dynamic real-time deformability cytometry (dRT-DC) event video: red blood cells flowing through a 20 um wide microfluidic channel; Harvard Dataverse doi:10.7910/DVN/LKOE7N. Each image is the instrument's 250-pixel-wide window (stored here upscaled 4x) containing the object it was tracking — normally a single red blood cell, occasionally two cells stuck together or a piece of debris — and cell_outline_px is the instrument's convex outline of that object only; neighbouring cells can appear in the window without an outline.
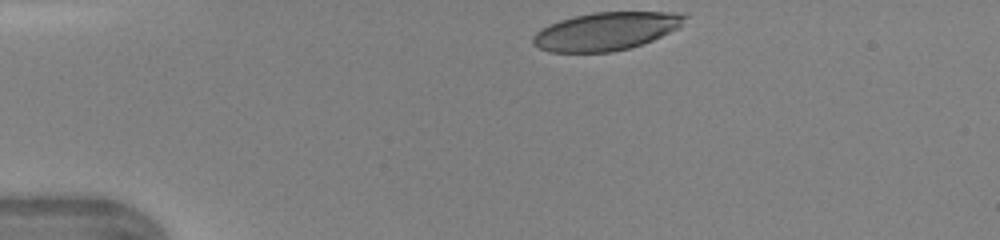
{"species": "human", "species_latin": "Homo sapiens", "temperature_condition": "warm", "stored_images_in_passage": 30, "camera_frame_rate_fps": 3000, "um_per_image_px": 0.085, "donor": {"sex": "female"}, "frame": {"image": 1, "passage_image": 1, "time_ms": 0.0, "image_size_px": [1000, 240], "cell_outline_px": [[688, 16], [676, 28], [652, 40], [628, 48], [612, 52], [548, 52], [532, 44], [532, 36], [540, 28], [560, 20], [592, 12], [676, 12]], "centroid_in_image_um": [51.44, 2.66], "position_along_channel_um": 33.6, "area_um2": 33.29}}
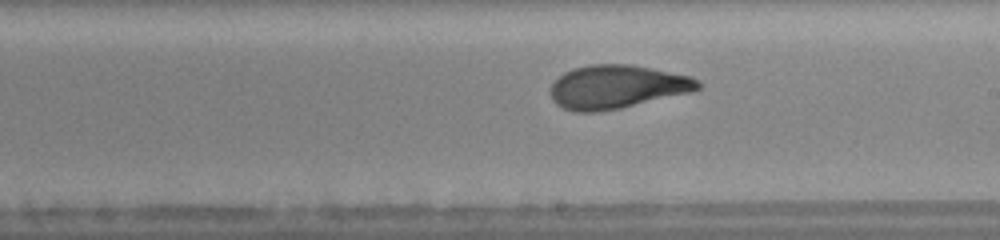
{"frame": {"image": 2, "passage_image": 18, "time_ms": 5.667, "image_size_px": [1000, 240], "cell_outline_px": [[700, 88], [692, 92], [620, 108], [596, 112], [572, 112], [560, 108], [552, 100], [552, 84], [564, 72], [588, 64], [628, 64], [652, 68], [692, 76], [700, 80]], "centroid_in_image_um": [52.45, 7.38], "position_along_channel_um": 236.5, "area_um2": 37.45}}
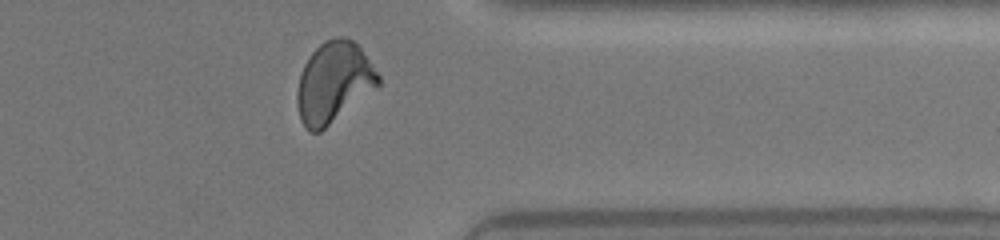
{"frame": {"image": 3, "passage_image": 28, "time_ms": 9.0, "image_size_px": [1000, 240], "cell_outline_px": [[380, 84], [376, 88], [320, 132], [308, 132], [304, 128], [300, 120], [296, 100], [296, 92], [300, 72], [304, 64], [312, 52], [324, 40], [336, 36], [344, 36], [352, 40], [360, 48], [372, 64], [380, 76]], "centroid_in_image_um": [28.33, 7.0], "position_along_channel_um": 383.1, "area_um2": 38.26}}